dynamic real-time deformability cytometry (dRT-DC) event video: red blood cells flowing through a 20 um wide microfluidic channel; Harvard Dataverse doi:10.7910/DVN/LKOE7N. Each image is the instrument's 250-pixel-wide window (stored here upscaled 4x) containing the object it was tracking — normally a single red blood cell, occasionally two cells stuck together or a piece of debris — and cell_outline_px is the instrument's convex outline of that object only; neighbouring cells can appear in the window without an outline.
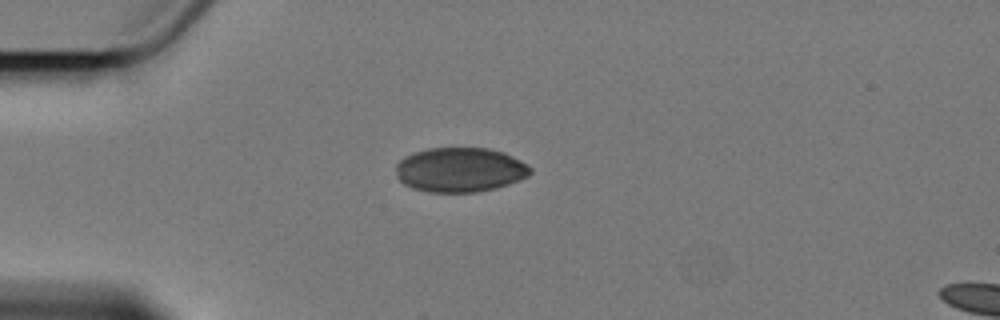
{"species": "Egyptian fruit bat (a non-hibernating species)", "species_latin": "Rousettus aegyptiacus", "temperature_condition": "cold", "stored_images_in_passage": 3, "camera_frame_rate_fps": 3000, "um_per_image_px": 0.085, "animal": {"sex": "female"}, "frame": {"image": 1, "passage_image": 1, "time_ms": 0.0, "image_size_px": [1000, 320], "cell_outline_px": [[532, 172], [528, 176], [520, 180], [496, 188], [476, 192], [428, 192], [412, 188], [404, 184], [396, 176], [396, 164], [400, 160], [416, 152], [428, 148], [488, 148], [504, 152], [528, 164], [532, 168]], "centroid_in_image_um": [39.13, 14.44], "position_along_channel_um": 45.9, "area_um2": 34.97}}
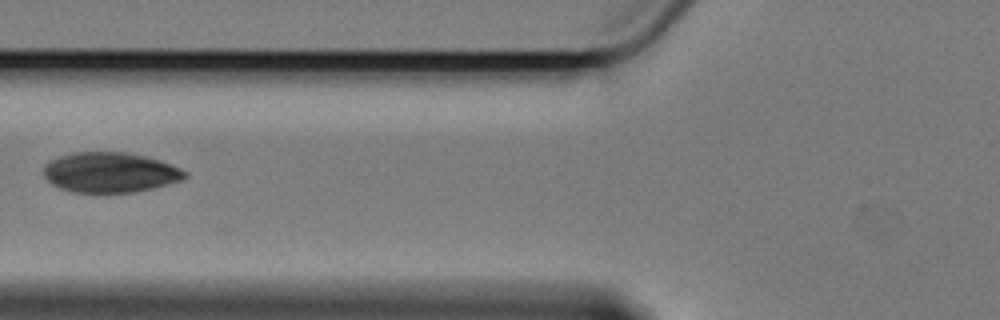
{"frame": {"image": 2, "passage_image": 3, "time_ms": 2.667, "image_size_px": [1000, 320], "cell_outline_px": [[188, 176], [184, 180], [136, 192], [72, 192], [60, 188], [52, 184], [40, 172], [44, 164], [48, 160], [72, 152], [128, 152], [148, 156], [172, 164], [188, 172]], "centroid_in_image_um": [9.35, 14.64], "position_along_channel_um": 116.4, "area_um2": 33.58}}